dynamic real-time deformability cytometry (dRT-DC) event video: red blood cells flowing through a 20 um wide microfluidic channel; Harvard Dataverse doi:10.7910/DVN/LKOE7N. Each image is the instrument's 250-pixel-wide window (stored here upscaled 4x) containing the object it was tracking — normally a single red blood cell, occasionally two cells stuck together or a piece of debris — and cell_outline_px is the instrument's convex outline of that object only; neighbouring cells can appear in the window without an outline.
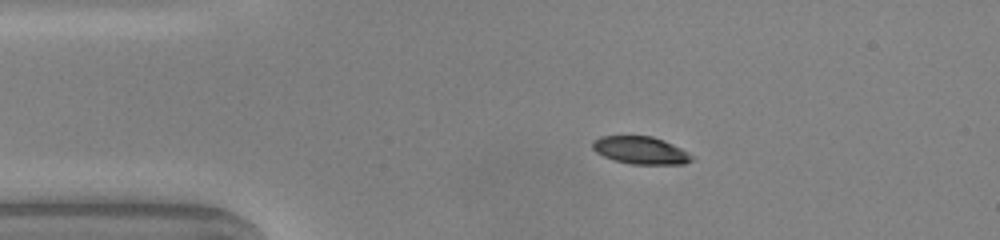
{"species": "common noctule bat (a hibernating species)", "species_latin": "Nyctalus noctula", "temperature_condition": "warm", "stored_images_in_passage": 12, "camera_frame_rate_fps": 3000, "um_per_image_px": 0.085, "animal": {"sex": "male", "body_mass_g": 20.0, "forearm_length_mm": 53.3}, "frame": {"image": 1, "passage_image": 1, "time_ms": 0.0, "image_size_px": [1000, 240], "cell_outline_px": [[696, 156], [692, 160], [684, 164], [632, 164], [616, 160], [604, 156], [596, 152], [592, 148], [592, 140], [600, 136], [652, 136], [664, 140]], "centroid_in_image_um": [54.46, 12.77], "position_along_channel_um": 30.5, "area_um2": 15.95}}
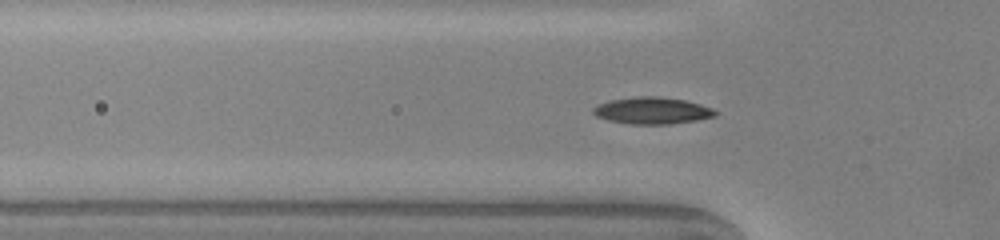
{"frame": {"image": 2, "passage_image": 7, "time_ms": 2.0, "image_size_px": [1000, 240], "cell_outline_px": [[716, 116], [696, 120], [668, 124], [632, 124], [608, 120], [596, 116], [592, 112], [592, 108], [600, 104], [612, 100], [640, 96], [656, 96], [684, 100], [700, 104], [712, 108], [716, 112]], "centroid_in_image_um": [55.44, 9.4], "position_along_channel_um": 70.4, "area_um2": 18.79}}
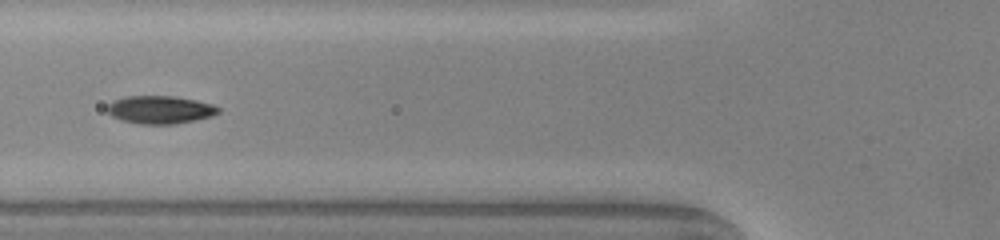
{"frame": {"image": 3, "passage_image": 10, "time_ms": 3.0, "image_size_px": [1000, 240], "cell_outline_px": [[220, 112], [212, 116], [196, 120], [176, 124], [140, 124], [124, 120], [112, 116], [104, 108], [112, 100], [124, 96], [172, 96], [196, 100], [212, 104], [220, 108]], "centroid_in_image_um": [13.6, 9.32], "position_along_channel_um": 112.2, "area_um2": 18.21}}